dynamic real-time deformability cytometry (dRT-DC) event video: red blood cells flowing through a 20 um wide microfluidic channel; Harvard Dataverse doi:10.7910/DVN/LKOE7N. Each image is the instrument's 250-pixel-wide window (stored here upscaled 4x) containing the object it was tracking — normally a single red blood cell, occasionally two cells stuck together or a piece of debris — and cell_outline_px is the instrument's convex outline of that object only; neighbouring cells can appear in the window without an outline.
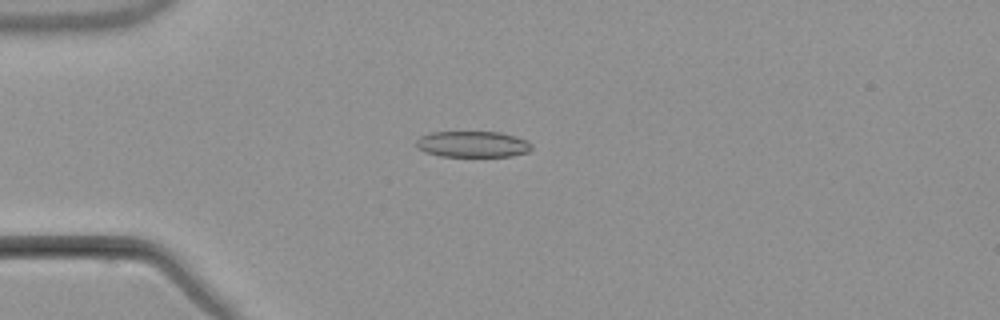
{"species": "common noctule bat (a hibernating species)", "species_latin": "Nyctalus noctula", "temperature_condition": "warm", "stored_images_in_passage": 6, "camera_frame_rate_fps": 3000, "um_per_image_px": 0.085, "animal": {"sex": "male", "body_mass_g": 21.5, "forearm_length_mm": 52.0}, "frame": {"image": 1, "passage_image": 2, "time_ms": 1.333, "image_size_px": [1000, 320], "cell_outline_px": [[532, 148], [528, 152], [512, 156], [440, 156], [424, 152], [416, 144], [416, 140], [420, 136], [432, 132], [500, 132], [528, 140], [532, 144]], "centroid_in_image_um": [40.2, 12.25], "position_along_channel_um": 44.8, "area_um2": 17.57}}